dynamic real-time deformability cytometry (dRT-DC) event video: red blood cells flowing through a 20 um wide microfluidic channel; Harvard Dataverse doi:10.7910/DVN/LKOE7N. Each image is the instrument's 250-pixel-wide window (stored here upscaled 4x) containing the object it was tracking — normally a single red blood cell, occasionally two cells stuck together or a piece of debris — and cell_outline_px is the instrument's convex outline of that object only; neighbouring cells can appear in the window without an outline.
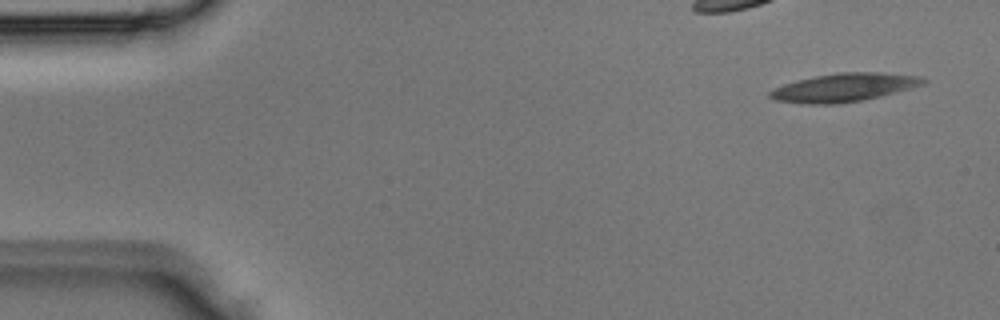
{"species": "Egyptian fruit bat (a non-hibernating species)", "species_latin": "Rousettus aegyptiacus", "temperature_condition": "room temperature", "stored_images_in_passage": 4, "camera_frame_rate_fps": 3000, "um_per_image_px": 0.085, "animal": {"sex": "male"}, "frame": {"image": 1, "passage_image": 1, "time_ms": 0.0, "image_size_px": [1000, 320], "cell_outline_px": [[928, 80], [924, 84], [880, 96], [860, 100], [832, 104], [808, 104], [776, 100], [768, 96], [768, 92], [784, 84], [796, 80], [816, 76], [840, 72], [880, 72], [920, 76]], "centroid_in_image_um": [71.74, 7.42], "position_along_channel_um": 13.3, "area_um2": 24.97}}
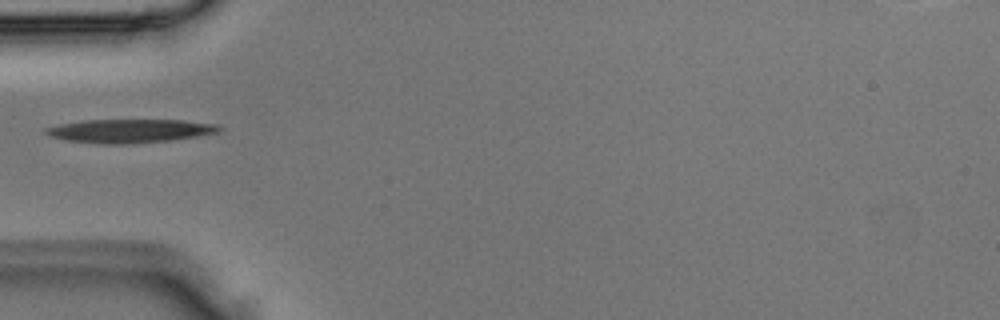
{"frame": {"image": 2, "passage_image": 4, "time_ms": 1.0, "image_size_px": [1000, 320], "cell_outline_px": [[224, 128], [220, 132], [200, 136], [168, 140], [128, 144], [104, 144], [68, 140], [48, 136], [44, 132], [44, 128], [60, 124], [84, 120], [184, 120], [220, 124]], "centroid_in_image_um": [11.1, 11.12], "position_along_channel_um": 73.9, "area_um2": 23.99}}